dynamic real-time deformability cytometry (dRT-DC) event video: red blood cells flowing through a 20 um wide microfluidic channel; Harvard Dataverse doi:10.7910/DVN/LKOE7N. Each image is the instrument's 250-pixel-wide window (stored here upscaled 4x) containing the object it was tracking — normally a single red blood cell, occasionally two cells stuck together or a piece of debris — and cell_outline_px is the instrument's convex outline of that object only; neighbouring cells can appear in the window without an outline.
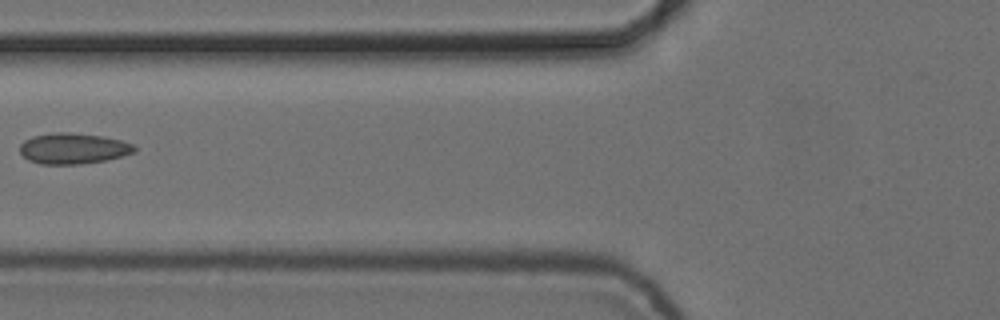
{"species": "common noctule bat (a hibernating species)", "species_latin": "Nyctalus noctula", "temperature_condition": "cold", "stored_images_in_passage": 7, "camera_frame_rate_fps": 3000, "um_per_image_px": 0.085, "animal": {"sex": "female", "body_mass_g": 24.6, "forearm_length_mm": 56.2}, "frame": {"image": 1, "passage_image": 7, "time_ms": 2.0, "image_size_px": [1000, 320], "cell_outline_px": [[136, 152], [124, 156], [104, 160], [80, 164], [40, 164], [28, 160], [20, 152], [20, 144], [24, 140], [32, 136], [52, 132], [68, 132], [104, 136], [136, 144]], "centroid_in_image_um": [6.24, 12.61], "position_along_channel_um": 119.6, "area_um2": 20.81}}